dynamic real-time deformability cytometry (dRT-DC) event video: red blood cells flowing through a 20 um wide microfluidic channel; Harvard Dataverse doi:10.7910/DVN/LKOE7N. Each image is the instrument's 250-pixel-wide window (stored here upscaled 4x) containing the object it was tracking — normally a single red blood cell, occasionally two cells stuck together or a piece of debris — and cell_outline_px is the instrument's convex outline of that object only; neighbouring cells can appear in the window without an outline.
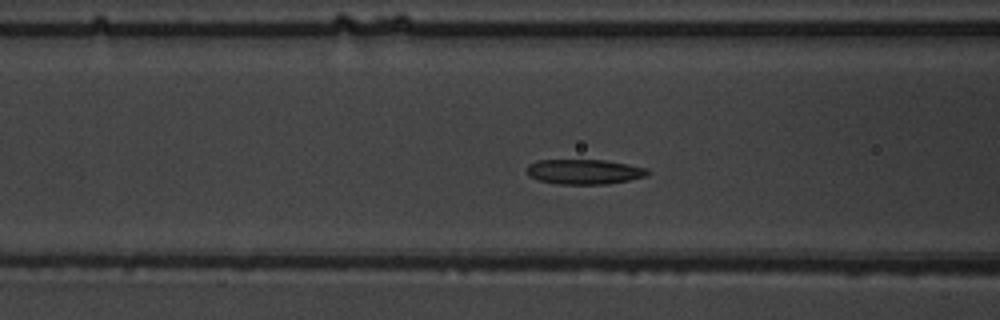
{"species": "common noctule bat (a hibernating species)", "species_latin": "Nyctalus noctula", "temperature_condition": "warm", "stored_images_in_passage": 50, "camera_frame_rate_fps": 3000, "um_per_image_px": 0.085, "animal": {"sex": "male", "body_mass_g": 19.5, "forearm_length_mm": 54.6}, "frame": {"image": 1, "passage_image": 18, "time_ms": 5.667, "image_size_px": [1000, 320], "cell_outline_px": [[652, 172], [644, 176], [628, 180], [608, 184], [556, 184], [540, 180], [528, 176], [528, 164], [536, 160], [604, 160], [628, 164], [648, 168]], "centroid_in_image_um": [49.67, 14.59], "position_along_channel_um": 116.9, "area_um2": 17.57}}
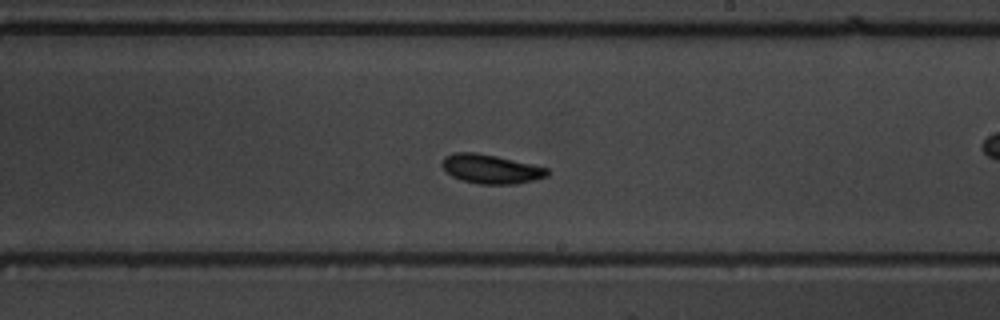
{"frame": {"image": 2, "passage_image": 28, "time_ms": 9.0, "image_size_px": [1000, 320], "cell_outline_px": [[548, 176], [516, 184], [480, 184], [460, 180], [452, 176], [440, 164], [444, 156], [456, 152], [476, 152], [496, 156], [532, 164], [548, 168]], "centroid_in_image_um": [41.7, 14.36], "position_along_channel_um": 247.3, "area_um2": 17.8}}
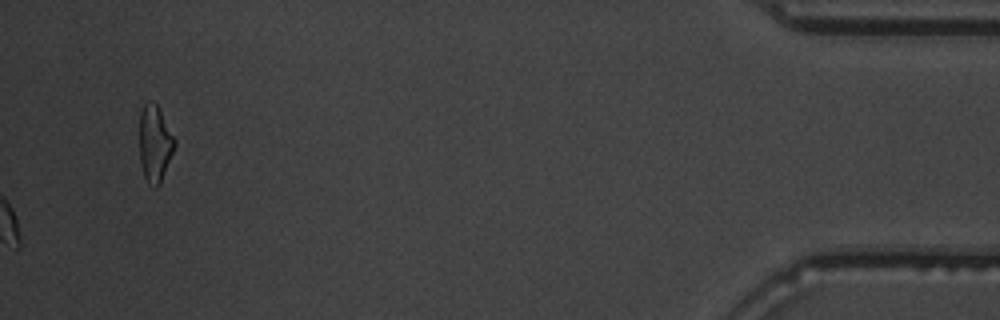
{"frame": {"image": 3, "passage_image": 50, "time_ms": 16.333, "image_size_px": [1000, 320], "cell_outline_px": [[176, 144], [160, 184], [156, 188], [148, 184], [144, 176], [140, 164], [140, 112], [144, 104], [148, 100], [152, 100], [160, 108], [176, 140]], "centroid_in_image_um": [13.16, 12.18], "position_along_channel_um": 422.0, "area_um2": 15.9}, "authors_computed_cell_mechanics": {"area_um2": 17.6579, "velocity_mm_per_s": 3.9156, "shape_relaxation_time_tau1_ms": 2.3765, "shape_relaxation_time_tau2_ms": 11.0217, "deformation_change_tau1": 0.1004, "deformation_change_tau2": 0.1613}}